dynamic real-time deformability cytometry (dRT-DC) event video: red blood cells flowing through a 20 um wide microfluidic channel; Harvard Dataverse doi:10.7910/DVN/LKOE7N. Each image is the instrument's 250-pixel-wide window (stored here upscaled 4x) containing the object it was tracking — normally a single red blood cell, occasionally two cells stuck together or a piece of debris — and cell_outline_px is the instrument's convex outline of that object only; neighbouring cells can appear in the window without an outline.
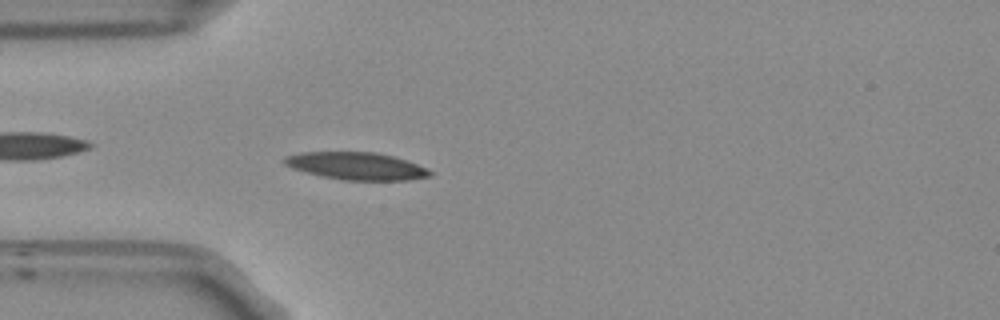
{"species": "Egyptian fruit bat (a non-hibernating species)", "species_latin": "Rousettus aegyptiacus", "temperature_condition": "room temperature", "stored_images_in_passage": 53, "camera_frame_rate_fps": 3000, "um_per_image_px": 0.085, "frame": {"image": 1, "passage_image": 14, "time_ms": 4.333, "image_size_px": [1000, 320], "cell_outline_px": [[432, 176], [408, 180], [344, 180], [320, 176], [292, 168], [284, 164], [280, 160], [288, 156], [304, 152], [376, 152], [392, 156], [416, 164], [432, 172]], "centroid_in_image_um": [30.26, 14.11], "position_along_channel_um": 54.7, "area_um2": 23.06}}
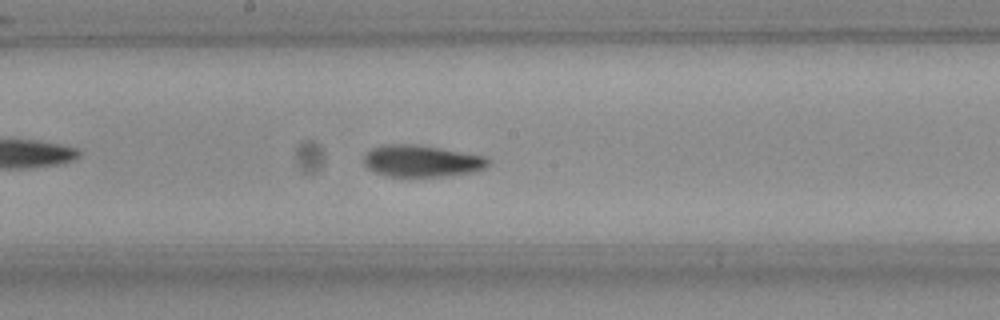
{"frame": {"image": 2, "passage_image": 27, "time_ms": 8.667, "image_size_px": [1000, 320], "cell_outline_px": [[492, 160], [480, 172], [448, 176], [388, 176], [376, 172], [368, 168], [364, 164], [364, 156], [372, 148], [384, 144], [412, 144], [440, 148], [484, 156]], "centroid_in_image_um": [35.89, 13.69], "position_along_channel_um": 212.3, "area_um2": 23.06}}
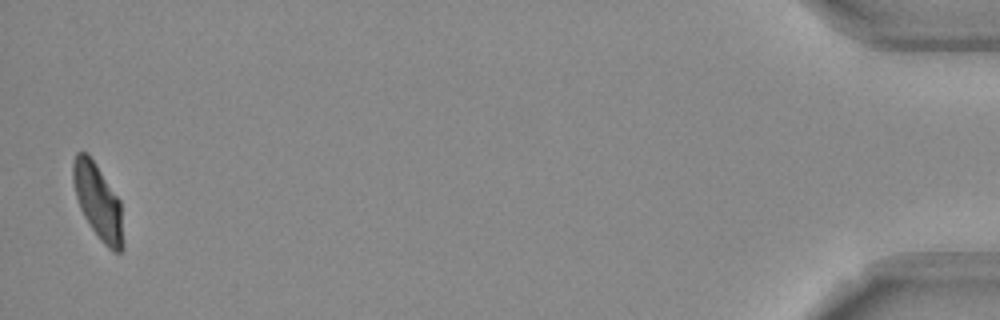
{"frame": {"image": 3, "passage_image": 52, "time_ms": 17.0, "image_size_px": [1000, 320], "cell_outline_px": [[124, 248], [120, 252], [112, 252], [100, 240], [84, 216], [80, 208], [76, 196], [72, 180], [72, 164], [76, 152], [88, 152], [120, 200], [124, 244]], "centroid_in_image_um": [8.33, 17.14], "position_along_channel_um": 426.9, "area_um2": 22.02}, "authors_computed_cell_mechanics": {"area_um2": 22.4842, "velocity_mm_per_s": 3.7364, "shape_relaxation_time_tau1_ms": 3.7402, "shape_relaxation_time_tau2_ms": 2.2524, "deformation_change_tau1": 0.1728, "deformation_change_tau2": 0.0863}}